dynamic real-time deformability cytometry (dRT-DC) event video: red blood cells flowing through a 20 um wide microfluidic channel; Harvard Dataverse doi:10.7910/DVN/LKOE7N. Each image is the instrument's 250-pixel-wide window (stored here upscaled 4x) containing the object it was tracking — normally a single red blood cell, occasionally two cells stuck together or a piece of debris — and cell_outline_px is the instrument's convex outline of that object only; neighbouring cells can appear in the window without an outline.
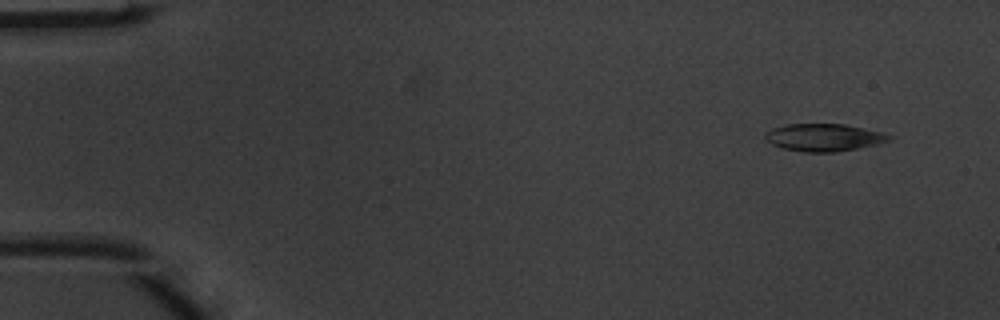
{"species": "common noctule bat (a hibernating species)", "species_latin": "Nyctalus noctula", "temperature_condition": "warm", "stored_images_in_passage": 5, "camera_frame_rate_fps": 3000, "um_per_image_px": 0.085, "animal": {"sex": "male", "body_mass_g": 20.1, "forearm_length_mm": 53.5}, "frame": {"image": 1, "passage_image": 1, "time_ms": 0.0, "image_size_px": [1000, 320], "cell_outline_px": [[892, 140], [876, 144], [836, 152], [804, 152], [784, 148], [772, 144], [764, 140], [764, 132], [772, 128], [788, 124], [844, 124], [884, 132], [892, 136]], "centroid_in_image_um": [70.02, 11.67], "position_along_channel_um": 15.0, "area_um2": 19.88}}